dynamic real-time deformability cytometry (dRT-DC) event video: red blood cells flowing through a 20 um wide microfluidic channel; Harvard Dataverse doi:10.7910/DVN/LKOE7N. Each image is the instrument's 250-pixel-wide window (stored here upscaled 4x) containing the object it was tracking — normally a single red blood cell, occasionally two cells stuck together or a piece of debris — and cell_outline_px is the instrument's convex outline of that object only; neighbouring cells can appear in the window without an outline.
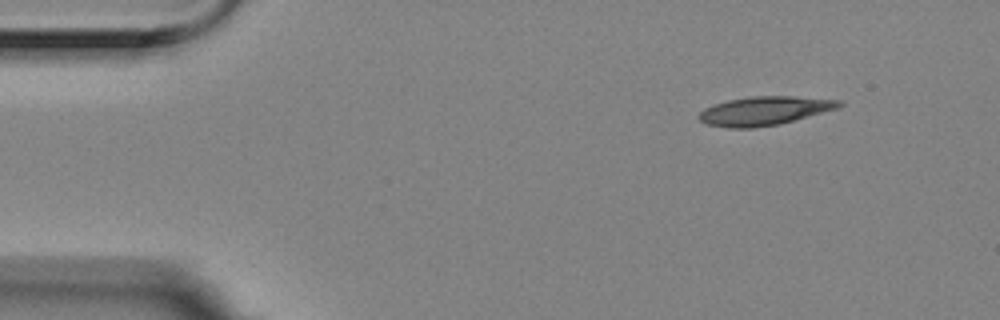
{"species": "Egyptian fruit bat (a non-hibernating species)", "species_latin": "Rousettus aegyptiacus", "temperature_condition": "room temperature", "stored_images_in_passage": 6, "camera_frame_rate_fps": 3000, "um_per_image_px": 0.085, "animal": {"sex": "female"}, "frame": {"image": 1, "passage_image": 1, "time_ms": 0.0, "image_size_px": [1000, 320], "cell_outline_px": [[844, 104], [840, 108], [780, 124], [752, 128], [728, 128], [704, 124], [696, 116], [704, 108], [728, 100], [752, 96], [796, 96], [840, 100]], "centroid_in_image_um": [64.99, 9.42], "position_along_channel_um": 20.0, "area_um2": 23.7}}
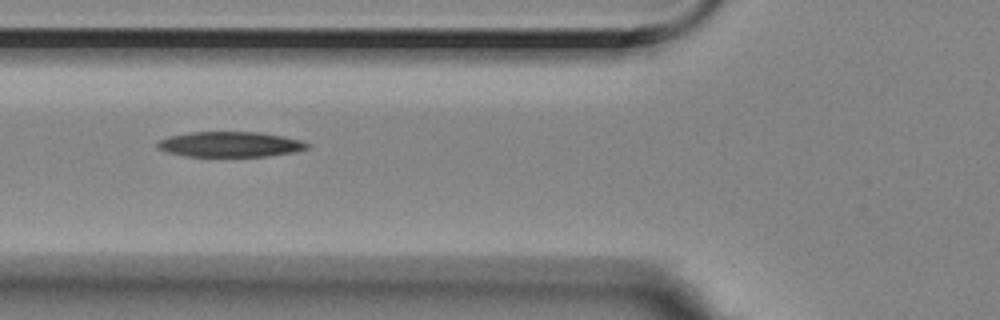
{"frame": {"image": 2, "passage_image": 5, "time_ms": 1.333, "image_size_px": [1000, 320], "cell_outline_px": [[312, 144], [308, 148], [296, 152], [268, 156], [184, 156], [168, 152], [160, 148], [156, 144], [160, 140], [168, 136], [188, 132], [256, 132], [284, 136], [300, 140]], "centroid_in_image_um": [19.6, 12.26], "position_along_channel_um": 106.2, "area_um2": 22.08}}
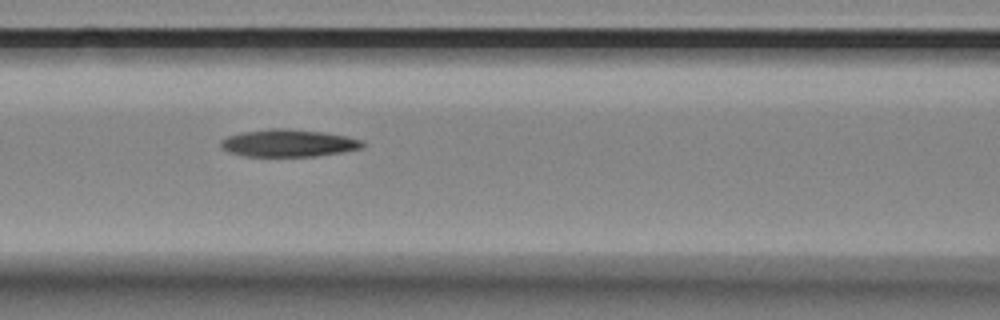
{"frame": {"image": 3, "passage_image": 6, "time_ms": 1.667, "image_size_px": [1000, 320], "cell_outline_px": [[368, 144], [364, 148], [344, 152], [316, 156], [244, 156], [228, 152], [220, 144], [220, 140], [228, 136], [240, 132], [268, 128], [284, 128], [324, 132], [364, 140]], "centroid_in_image_um": [24.56, 12.16], "position_along_channel_um": 142.0, "area_um2": 22.89}}